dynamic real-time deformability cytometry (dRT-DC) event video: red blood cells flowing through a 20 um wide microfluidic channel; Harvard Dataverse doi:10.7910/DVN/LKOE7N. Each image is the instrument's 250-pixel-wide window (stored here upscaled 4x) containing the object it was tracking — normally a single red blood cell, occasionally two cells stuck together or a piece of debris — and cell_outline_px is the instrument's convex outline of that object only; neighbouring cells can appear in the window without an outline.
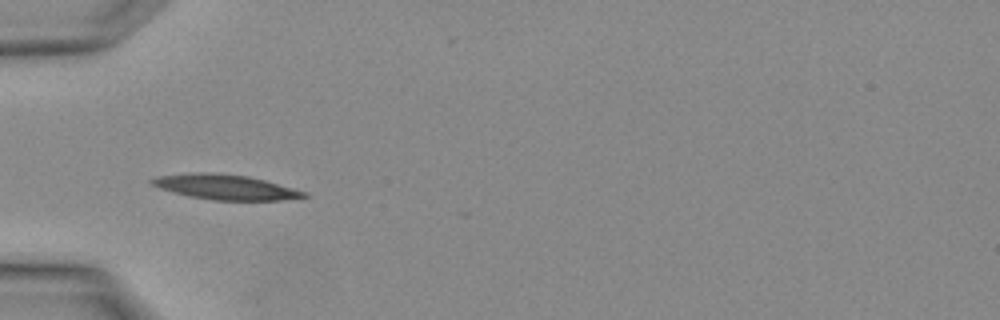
{"species": "Egyptian fruit bat (a non-hibernating species)", "species_latin": "Rousettus aegyptiacus", "temperature_condition": "warm", "stored_images_in_passage": 3, "camera_frame_rate_fps": 3000, "um_per_image_px": 0.085, "animal": {"sex": "female"}, "frame": {"image": 1, "passage_image": 3, "time_ms": 0.667, "image_size_px": [1000, 320], "cell_outline_px": [[308, 196], [280, 200], [212, 200], [188, 196], [160, 188], [148, 184], [148, 180], [156, 176], [248, 176], [264, 180], [308, 192]], "centroid_in_image_um": [19.25, 15.97], "position_along_channel_um": 65.8, "area_um2": 20.63}}